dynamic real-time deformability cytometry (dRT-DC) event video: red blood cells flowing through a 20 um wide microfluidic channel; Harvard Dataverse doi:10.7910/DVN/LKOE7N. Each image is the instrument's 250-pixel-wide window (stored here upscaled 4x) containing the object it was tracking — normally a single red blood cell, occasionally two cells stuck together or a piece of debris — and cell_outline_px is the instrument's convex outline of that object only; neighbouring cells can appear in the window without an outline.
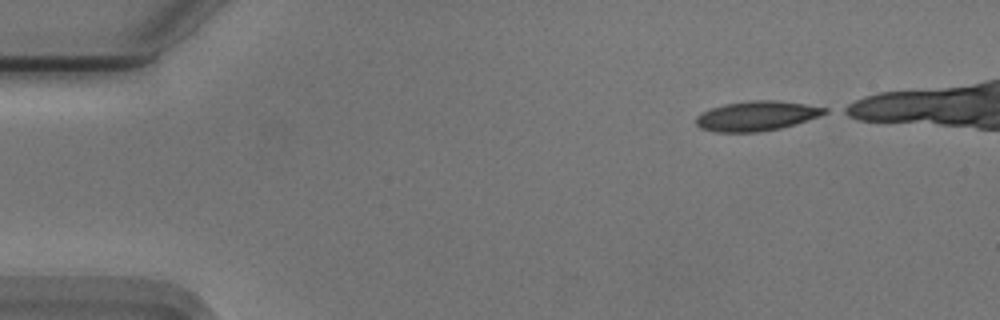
{"species": "Egyptian fruit bat (a non-hibernating species)", "species_latin": "Rousettus aegyptiacus", "temperature_condition": "cold", "stored_images_in_passage": 39, "camera_frame_rate_fps": 3000, "um_per_image_px": 0.085, "animal": {"sex": "male"}, "frame": {"image": 1, "passage_image": 1, "time_ms": 0.0, "image_size_px": [1000, 320], "cell_outline_px": [[828, 112], [820, 116], [796, 124], [780, 128], [756, 132], [716, 132], [700, 128], [696, 124], [696, 116], [700, 112], [724, 104], [748, 100], [776, 100], [804, 104], [828, 108]], "centroid_in_image_um": [64.3, 9.85], "position_along_channel_um": 20.7, "area_um2": 22.37}}
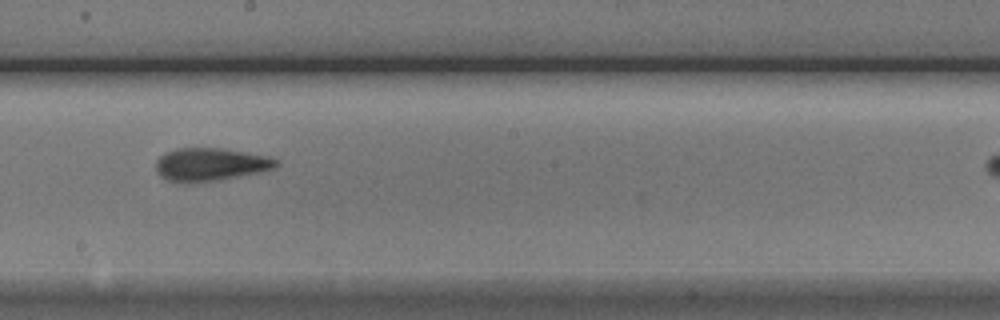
{"frame": {"image": 2, "passage_image": 25, "time_ms": 8.0, "image_size_px": [1000, 320], "cell_outline_px": [[280, 164], [276, 168], [216, 180], [184, 184], [168, 180], [160, 176], [156, 168], [156, 160], [164, 152], [176, 148], [224, 148], [268, 156], [276, 160]], "centroid_in_image_um": [17.84, 13.97], "position_along_channel_um": 230.4, "area_um2": 23.12}}
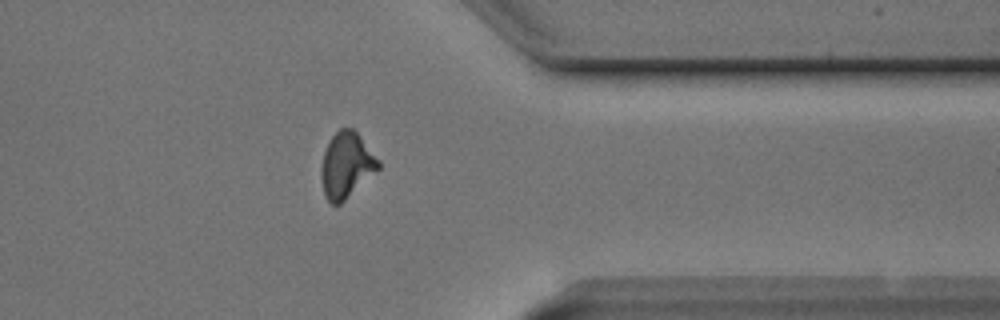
{"frame": {"image": 3, "passage_image": 38, "time_ms": 12.333, "image_size_px": [1000, 320], "cell_outline_px": [[380, 168], [340, 204], [332, 204], [328, 200], [324, 192], [320, 176], [320, 168], [324, 152], [332, 136], [340, 128], [352, 128], [360, 136], [380, 160]], "centroid_in_image_um": [29.44, 14.03], "position_along_channel_um": 382.0, "area_um2": 21.68}}